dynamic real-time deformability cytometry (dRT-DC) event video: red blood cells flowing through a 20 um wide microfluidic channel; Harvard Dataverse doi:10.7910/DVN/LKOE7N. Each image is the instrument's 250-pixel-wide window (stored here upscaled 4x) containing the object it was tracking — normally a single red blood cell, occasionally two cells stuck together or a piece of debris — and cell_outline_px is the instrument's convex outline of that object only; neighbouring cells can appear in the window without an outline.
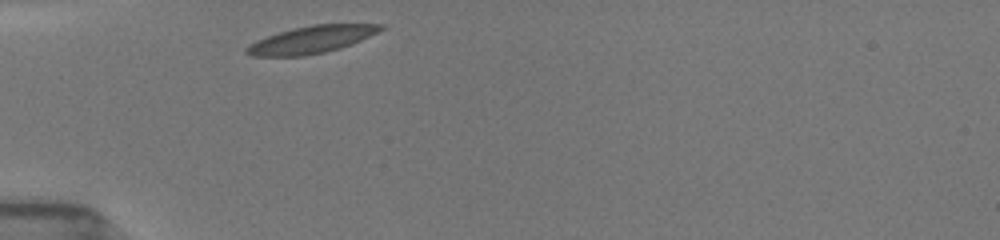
{"species": "common noctule bat (a hibernating species)", "species_latin": "Nyctalus noctula", "temperature_condition": "room temperature", "stored_images_in_passage": 30, "camera_frame_rate_fps": 3000, "um_per_image_px": 0.085, "animal": {"sex": "female", "body_mass_g": 19.5, "forearm_length_mm": 54.1}, "frame": {"image": 1, "passage_image": 1, "time_ms": 0.0, "image_size_px": [1000, 240], "cell_outline_px": [[388, 28], [352, 44], [340, 48], [324, 52], [304, 56], [252, 56], [244, 52], [244, 48], [256, 40], [292, 28], [312, 24], [384, 24]], "centroid_in_image_um": [26.51, 3.36], "position_along_channel_um": 58.5, "area_um2": 21.44}}
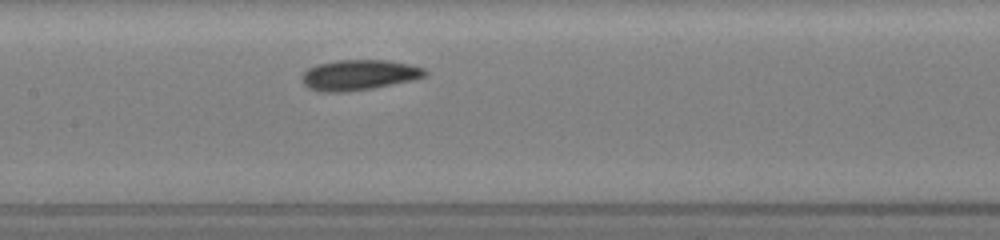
{"frame": {"image": 2, "passage_image": 11, "time_ms": 3.333, "image_size_px": [1000, 240], "cell_outline_px": [[428, 76], [416, 80], [372, 88], [348, 92], [320, 92], [308, 88], [300, 80], [300, 76], [308, 68], [316, 64], [336, 60], [384, 60], [408, 64], [424, 68], [428, 72]], "centroid_in_image_um": [30.5, 6.38], "position_along_channel_um": 176.9, "area_um2": 22.2}}
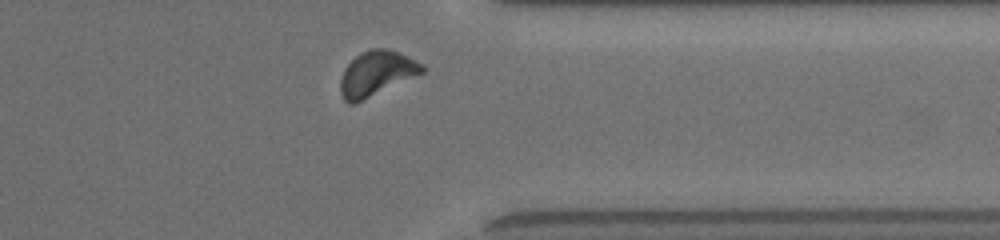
{"frame": {"image": 3, "passage_image": 27, "time_ms": 8.667, "image_size_px": [1000, 240], "cell_outline_px": [[428, 68], [424, 72], [356, 104], [348, 104], [344, 100], [340, 92], [340, 80], [344, 68], [360, 52], [368, 48], [384, 48], [400, 52], [424, 64]], "centroid_in_image_um": [32.01, 6.24], "position_along_channel_um": 379.4, "area_um2": 21.73}, "authors_computed_cell_mechanics": {"area_um2": 21.0681, "velocity_mm_per_s": 3.8557, "shape_relaxation_time_tau1_ms": 2.2866, "shape_relaxation_time_tau2_ms": 4.9832, "deformation_change_tau1": 0.1057, "deformation_change_tau2": 0.1084}}